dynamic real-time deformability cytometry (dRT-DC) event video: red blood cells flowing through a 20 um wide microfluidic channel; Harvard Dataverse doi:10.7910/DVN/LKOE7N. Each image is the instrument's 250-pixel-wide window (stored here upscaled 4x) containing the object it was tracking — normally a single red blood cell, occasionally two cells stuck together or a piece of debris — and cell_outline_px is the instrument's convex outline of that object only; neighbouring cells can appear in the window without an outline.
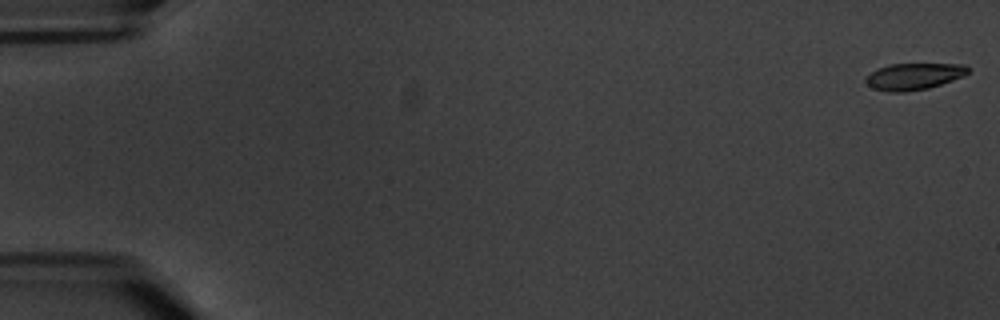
{"species": "common noctule bat (a hibernating species)", "species_latin": "Nyctalus noctula", "temperature_condition": "warm", "stored_images_in_passage": 7, "segment_of_instrument_passage": [1, 2], "camera_frame_rate_fps": 3000, "um_per_image_px": 0.085, "animal": {"sex": "male", "body_mass_g": 20.1, "forearm_length_mm": 53.5}, "frame": {"image": 1, "passage_image": 1, "time_ms": 0.0, "image_size_px": [1000, 320], "cell_outline_px": [[968, 72], [964, 76], [928, 88], [904, 92], [888, 92], [872, 88], [864, 80], [864, 76], [888, 64], [964, 64], [968, 68]], "centroid_in_image_um": [77.64, 6.49], "position_along_channel_um": 7.4, "area_um2": 15.78}}
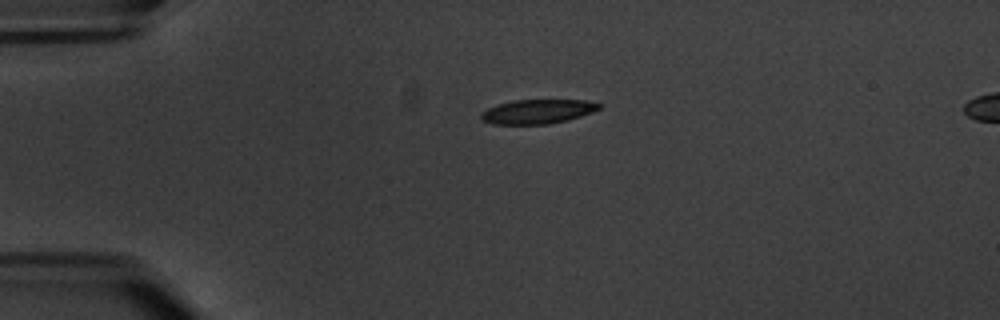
{"frame": {"image": 2, "passage_image": 5, "time_ms": 4.667, "image_size_px": [1000, 320], "cell_outline_px": [[600, 108], [592, 112], [568, 120], [548, 124], [492, 124], [480, 120], [480, 112], [496, 104], [512, 100], [584, 100], [600, 104]], "centroid_in_image_um": [45.62, 9.48], "position_along_channel_um": 39.4, "area_um2": 16.76}}